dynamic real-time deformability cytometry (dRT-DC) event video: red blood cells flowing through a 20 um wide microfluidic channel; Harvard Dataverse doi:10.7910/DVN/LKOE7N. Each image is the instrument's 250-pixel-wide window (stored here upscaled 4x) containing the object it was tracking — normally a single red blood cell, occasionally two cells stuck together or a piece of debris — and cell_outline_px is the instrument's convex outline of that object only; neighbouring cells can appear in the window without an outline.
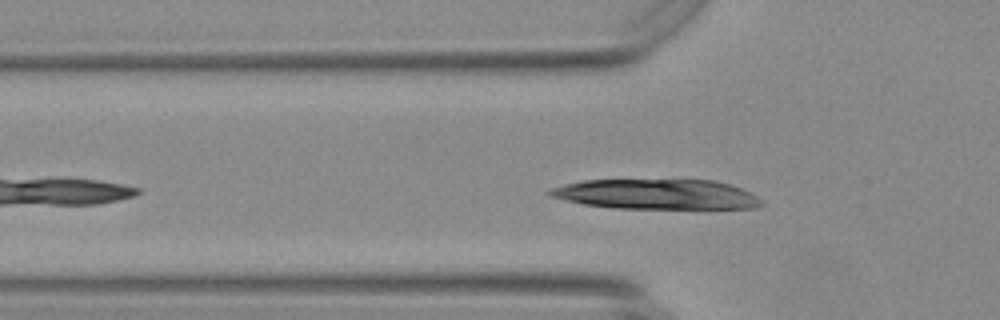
{"species": "Egyptian fruit bat (a non-hibernating species)", "species_latin": "Rousettus aegyptiacus", "temperature_condition": "warm", "stored_images_in_passage": 39, "camera_frame_rate_fps": 3000, "um_per_image_px": 0.085, "animal": {"sex": "female"}, "frame": {"image": 1, "passage_image": 7, "time_ms": 2.0, "image_size_px": [1000, 320], "cell_outline_px": [[764, 204], [756, 208], [612, 208], [584, 204], [548, 196], [548, 192], [552, 188], [564, 184], [584, 180], [712, 180], [728, 184], [740, 188], [756, 196]], "centroid_in_image_um": [55.78, 16.51], "position_along_channel_um": 70.0, "area_um2": 36.7}}
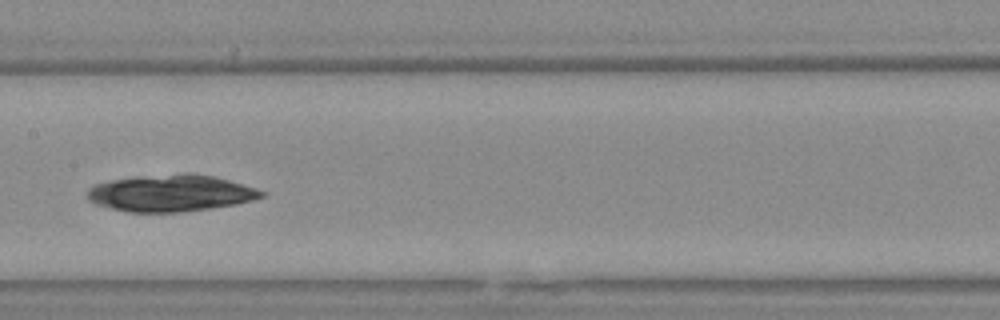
{"frame": {"image": 2, "passage_image": 17, "time_ms": 5.333, "image_size_px": [1000, 320], "cell_outline_px": [[268, 192], [264, 196], [252, 200], [236, 204], [212, 208], [180, 212], [128, 212], [108, 208], [96, 204], [88, 200], [88, 188], [96, 184], [112, 180], [188, 172], [212, 176], [228, 180], [256, 188]], "centroid_in_image_um": [14.54, 16.43], "position_along_channel_um": 192.9, "area_um2": 37.05}}
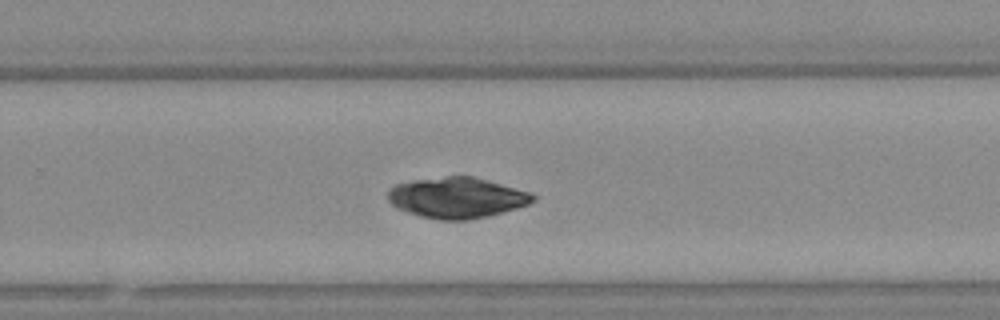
{"frame": {"image": 3, "passage_image": 25, "time_ms": 8.0, "image_size_px": [1000, 320], "cell_outline_px": [[536, 200], [528, 204], [516, 208], [488, 216], [468, 220], [440, 220], [420, 216], [396, 208], [388, 200], [388, 188], [396, 184], [416, 180], [444, 176], [472, 176], [528, 192], [536, 196]], "centroid_in_image_um": [38.8, 16.81], "position_along_channel_um": 291.0, "area_um2": 34.16}}